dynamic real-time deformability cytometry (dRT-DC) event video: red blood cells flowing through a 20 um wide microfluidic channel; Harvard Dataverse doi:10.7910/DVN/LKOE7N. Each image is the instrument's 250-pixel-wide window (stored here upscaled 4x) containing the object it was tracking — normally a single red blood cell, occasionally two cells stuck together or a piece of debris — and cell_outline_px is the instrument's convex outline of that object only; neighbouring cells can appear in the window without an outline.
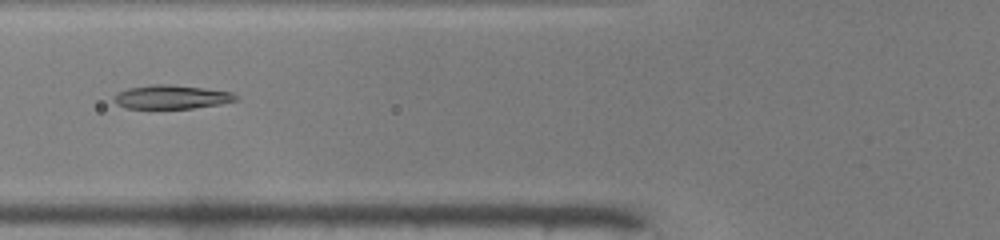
{"species": "common noctule bat (a hibernating species)", "species_latin": "Nyctalus noctula", "temperature_condition": "warm", "stored_images_in_passage": 33, "camera_frame_rate_fps": 3000, "um_per_image_px": 0.085, "animal": {"sex": "male", "body_mass_g": 19.0, "forearm_length_mm": 50.8}, "frame": {"image": 1, "passage_image": 7, "time_ms": 2.0, "image_size_px": [1000, 240], "cell_outline_px": [[236, 100], [220, 104], [192, 108], [128, 108], [116, 104], [112, 100], [120, 92], [128, 88], [152, 84], [168, 84], [204, 88], [232, 92], [236, 96]], "centroid_in_image_um": [14.57, 8.24], "position_along_channel_um": 111.2, "area_um2": 16.65}}
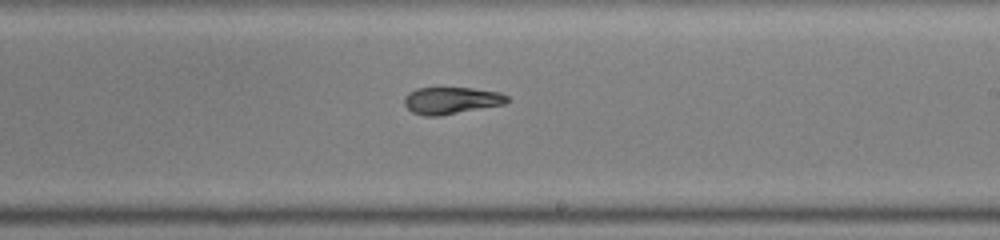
{"frame": {"image": 2, "passage_image": 17, "time_ms": 5.333, "image_size_px": [1000, 240], "cell_outline_px": [[508, 100], [504, 104], [440, 116], [424, 116], [412, 112], [404, 104], [404, 96], [408, 92], [416, 88], [472, 88], [500, 92], [508, 96]], "centroid_in_image_um": [38.33, 8.54], "position_along_channel_um": 250.7, "area_um2": 16.18}}
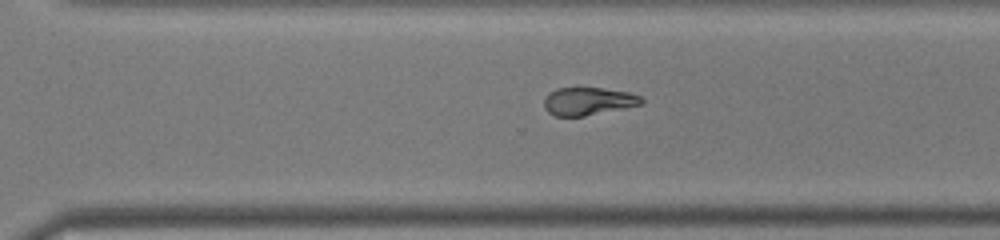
{"frame": {"image": 3, "passage_image": 22, "time_ms": 7.0, "image_size_px": [1000, 240], "cell_outline_px": [[644, 100], [640, 104], [624, 108], [584, 116], [552, 116], [544, 108], [544, 100], [548, 92], [556, 88], [604, 88], [632, 92], [640, 96]], "centroid_in_image_um": [49.97, 8.6], "position_along_channel_um": 320.6, "area_um2": 15.9}, "authors_computed_cell_mechanics": {"area_um2": 16.8198, "velocity_mm_per_s": 4.1935, "shape_relaxation_time_tau1_ms": 7.2516, "shape_relaxation_time_tau2_ms": 2.326, "deformation_change_tau1": 0.2074, "deformation_change_tau2": 0.0738}}